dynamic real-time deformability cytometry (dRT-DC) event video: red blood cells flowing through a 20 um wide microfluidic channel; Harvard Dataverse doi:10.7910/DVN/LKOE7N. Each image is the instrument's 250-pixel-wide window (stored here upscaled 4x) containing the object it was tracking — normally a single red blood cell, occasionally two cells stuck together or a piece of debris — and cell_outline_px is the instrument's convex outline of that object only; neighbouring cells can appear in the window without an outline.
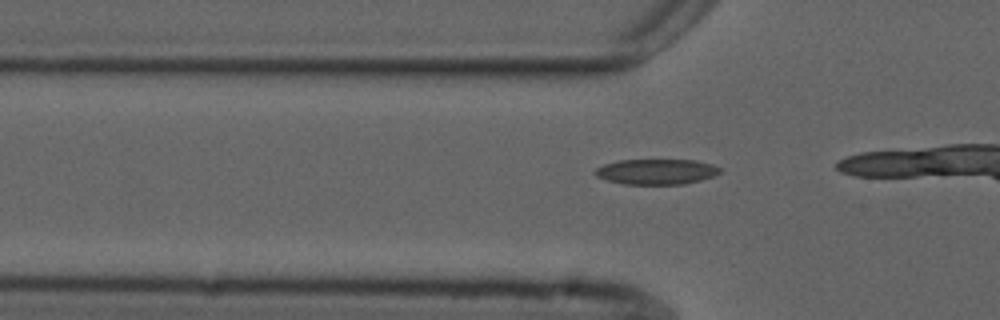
{"species": "common noctule bat (a hibernating species)", "species_latin": "Nyctalus noctula", "temperature_condition": "cold", "stored_images_in_passage": 12, "camera_frame_rate_fps": 3000, "um_per_image_px": 0.085, "animal": {"sex": "male", "forearm_length_mm": 52.5}, "frame": {"image": 1, "passage_image": 9, "time_ms": 2.667, "image_size_px": [1000, 320], "cell_outline_px": [[724, 172], [700, 180], [684, 184], [624, 184], [608, 180], [596, 176], [592, 172], [596, 168], [604, 164], [620, 160], [696, 160], [712, 164], [724, 168]], "centroid_in_image_um": [55.84, 14.59], "position_along_channel_um": 70.0, "area_um2": 18.61}}